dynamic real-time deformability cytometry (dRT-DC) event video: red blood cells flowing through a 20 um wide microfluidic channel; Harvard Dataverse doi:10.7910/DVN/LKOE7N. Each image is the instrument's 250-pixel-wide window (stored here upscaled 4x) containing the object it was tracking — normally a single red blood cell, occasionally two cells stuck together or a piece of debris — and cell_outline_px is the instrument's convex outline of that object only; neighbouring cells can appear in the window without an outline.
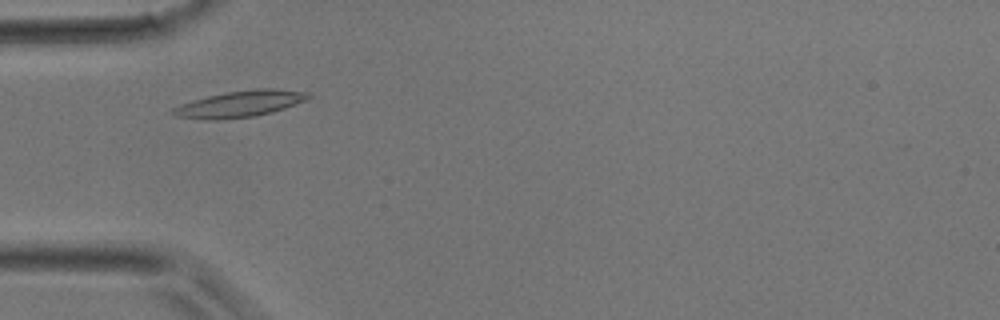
{"species": "common noctule bat (a hibernating species)", "species_latin": "Nyctalus noctula", "temperature_condition": "room temperature", "stored_images_in_passage": 33, "camera_frame_rate_fps": 3000, "um_per_image_px": 0.085, "animal": {"sex": "male", "body_mass_g": 17.9}, "frame": {"image": 1, "passage_image": 6, "time_ms": 1.667, "image_size_px": [1000, 320], "cell_outline_px": [[312, 96], [304, 100], [284, 108], [252, 116], [220, 120], [204, 120], [176, 116], [168, 112], [172, 108], [180, 104], [192, 100], [208, 96], [228, 92], [260, 88], [272, 88], [308, 92]], "centroid_in_image_um": [20.31, 8.83], "position_along_channel_um": 64.7, "area_um2": 20.58}}
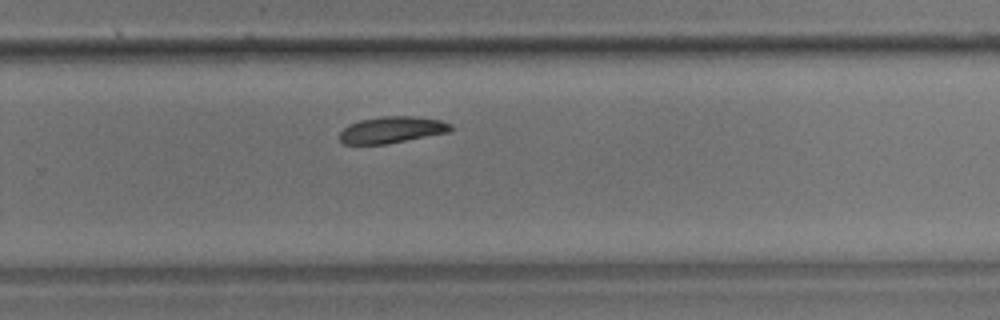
{"frame": {"image": 2, "passage_image": 20, "time_ms": 6.333, "image_size_px": [1000, 320], "cell_outline_px": [[452, 128], [448, 132], [388, 144], [344, 144], [340, 140], [340, 132], [348, 124], [360, 120], [380, 116], [420, 116], [440, 120], [452, 124]], "centroid_in_image_um": [33.31, 11.02], "position_along_channel_um": 296.5, "area_um2": 17.28}}
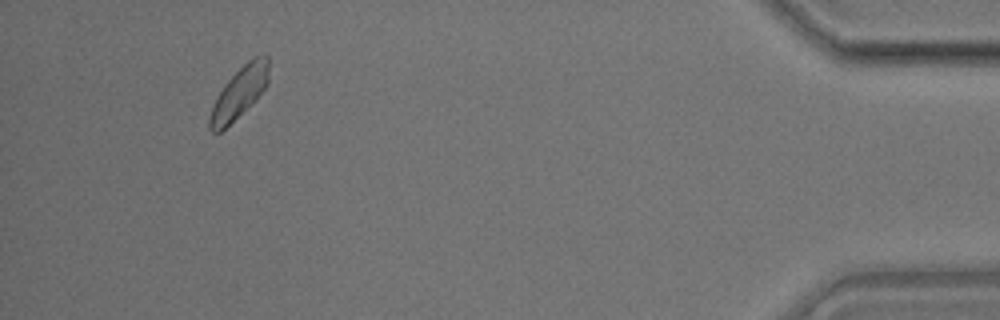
{"frame": {"image": 3, "passage_image": 31, "time_ms": 10.0, "image_size_px": [1000, 320], "cell_outline_px": [[268, 84], [256, 100], [220, 132], [212, 132], [208, 128], [208, 120], [212, 108], [224, 84], [252, 56], [268, 56]], "centroid_in_image_um": [20.35, 7.89], "position_along_channel_um": 414.9, "area_um2": 17.28}}